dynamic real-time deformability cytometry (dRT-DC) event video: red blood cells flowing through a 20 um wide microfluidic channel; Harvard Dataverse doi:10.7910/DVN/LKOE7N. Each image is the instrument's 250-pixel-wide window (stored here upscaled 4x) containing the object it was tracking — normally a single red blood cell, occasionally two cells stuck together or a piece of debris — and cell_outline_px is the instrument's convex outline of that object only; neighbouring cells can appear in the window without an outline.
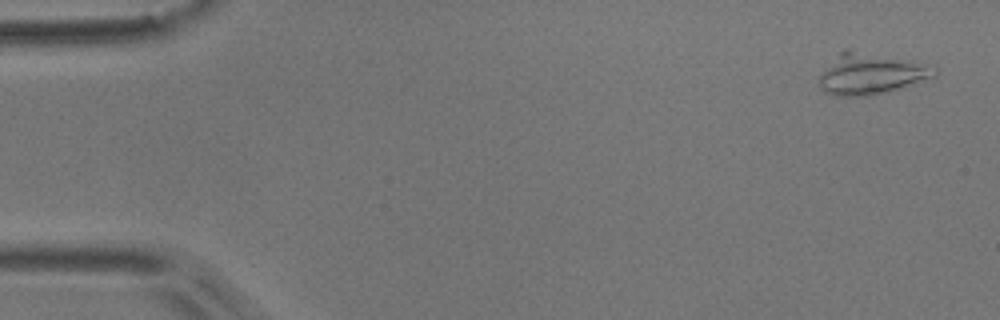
{"species": "common noctule bat (a hibernating species)", "species_latin": "Nyctalus noctula", "temperature_condition": "room temperature", "stored_images_in_passage": 6, "camera_frame_rate_fps": 3000, "um_per_image_px": 0.085, "animal": {"sex": "male", "body_mass_g": 17.9}, "frame": {"image": 1, "passage_image": 1, "time_ms": 0.0, "image_size_px": [1000, 320], "cell_outline_px": [[936, 76], [888, 92], [868, 96], [836, 96], [824, 92], [820, 88], [820, 76], [840, 52], [848, 48], [936, 64]], "centroid_in_image_um": [74.11, 6.26], "position_along_channel_um": 10.9, "area_um2": 27.92}}
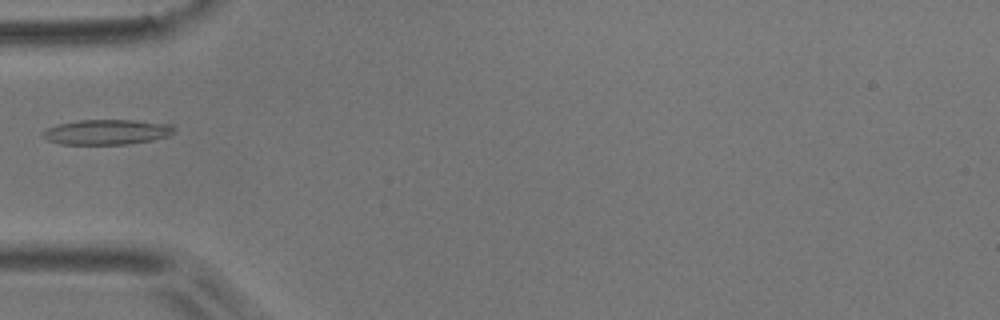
{"frame": {"image": 2, "passage_image": 5, "time_ms": 1.333, "image_size_px": [1000, 320], "cell_outline_px": [[172, 132], [168, 136], [152, 140], [128, 144], [60, 144], [48, 140], [40, 136], [40, 132], [48, 128], [60, 124], [76, 120], [136, 120], [172, 124]], "centroid_in_image_um": [9.04, 11.22], "position_along_channel_um": 76.0, "area_um2": 19.19}}